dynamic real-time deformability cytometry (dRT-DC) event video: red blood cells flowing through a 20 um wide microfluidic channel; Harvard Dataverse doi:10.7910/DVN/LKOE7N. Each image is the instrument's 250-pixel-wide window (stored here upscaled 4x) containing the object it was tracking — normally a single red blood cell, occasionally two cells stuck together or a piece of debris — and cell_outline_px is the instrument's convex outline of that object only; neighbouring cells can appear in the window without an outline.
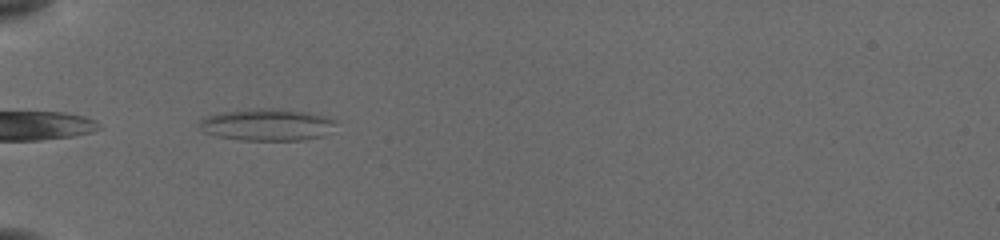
{"species": "common noctule bat (a hibernating species)", "species_latin": "Nyctalus noctula", "temperature_condition": "cold", "stored_images_in_passage": 33, "camera_frame_rate_fps": 3000, "um_per_image_px": 0.085, "animal": {"sex": "female", "body_mass_g": 19.5, "forearm_length_mm": 54.1}, "frame": {"image": 1, "passage_image": 1, "time_ms": 0.0, "image_size_px": [1000, 240], "cell_outline_px": [[336, 120], [324, 136], [300, 140], [240, 140], [216, 136], [204, 132], [200, 128], [200, 120], [208, 116], [224, 112], [260, 108], [308, 112], [324, 116]], "centroid_in_image_um": [22.67, 10.62], "position_along_channel_um": 62.3, "area_um2": 24.85}}
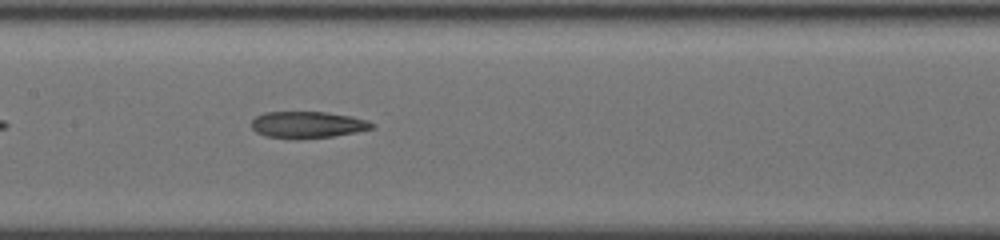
{"frame": {"image": 2, "passage_image": 11, "time_ms": 3.333, "image_size_px": [1000, 240], "cell_outline_px": [[372, 128], [332, 136], [296, 140], [292, 140], [264, 136], [256, 132], [252, 128], [252, 120], [256, 116], [264, 112], [324, 112], [352, 116], [368, 120], [372, 124]], "centroid_in_image_um": [26.06, 10.61], "position_along_channel_um": 181.3, "area_um2": 18.73}}
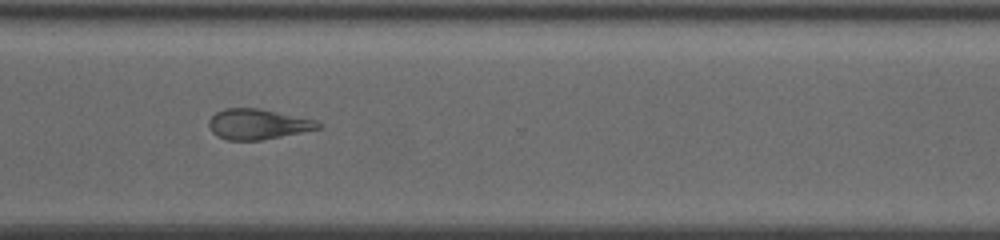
{"frame": {"image": 3, "passage_image": 24, "time_ms": 7.667, "image_size_px": [1000, 240], "cell_outline_px": [[320, 128], [260, 140], [228, 140], [212, 132], [208, 124], [208, 120], [216, 112], [224, 108], [260, 108], [316, 120], [320, 124]], "centroid_in_image_um": [21.88, 10.54], "position_along_channel_um": 348.7, "area_um2": 19.07}, "authors_computed_cell_mechanics": {"area_um2": 19.3052, "velocity_mm_per_s": 3.8687, "shape_relaxation_time_tau1_ms": null, "shape_relaxation_time_tau2_ms": 7.3849, "deformation_change_tau1": null, "deformation_change_tau2": 0.2003}}